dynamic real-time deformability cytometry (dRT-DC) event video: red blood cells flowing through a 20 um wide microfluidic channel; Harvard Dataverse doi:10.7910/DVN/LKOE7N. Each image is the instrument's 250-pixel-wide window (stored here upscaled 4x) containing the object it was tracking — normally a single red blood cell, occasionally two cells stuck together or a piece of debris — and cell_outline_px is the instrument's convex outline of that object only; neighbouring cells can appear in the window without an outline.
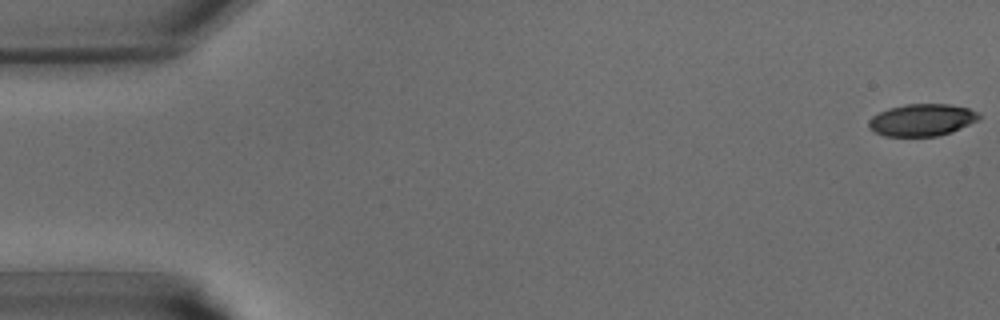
{"species": "common noctule bat (a hibernating species)", "species_latin": "Nyctalus noctula", "temperature_condition": "warm", "stored_images_in_passage": 41, "camera_frame_rate_fps": 3000, "um_per_image_px": 0.085, "animal": {"sex": "male", "body_mass_g": 15.6}, "frame": {"image": 1, "passage_image": 1, "time_ms": 0.0, "image_size_px": [1000, 320], "cell_outline_px": [[980, 120], [952, 132], [936, 136], [884, 136], [868, 128], [868, 120], [872, 116], [888, 108], [904, 104], [948, 104], [968, 108], [980, 112]], "centroid_in_image_um": [78.38, 10.19], "position_along_channel_um": 6.6, "area_um2": 20.81}}
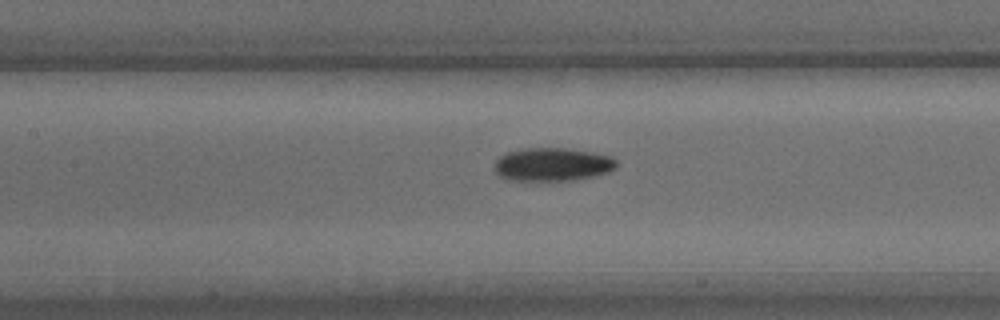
{"frame": {"image": 2, "passage_image": 19, "time_ms": 6.0, "image_size_px": [1000, 320], "cell_outline_px": [[616, 168], [608, 172], [596, 176], [572, 180], [508, 180], [500, 176], [496, 172], [496, 160], [504, 152], [520, 148], [568, 148], [592, 152], [612, 156], [616, 160]], "centroid_in_image_um": [46.97, 13.96], "position_along_channel_um": 160.4, "area_um2": 23.81}}
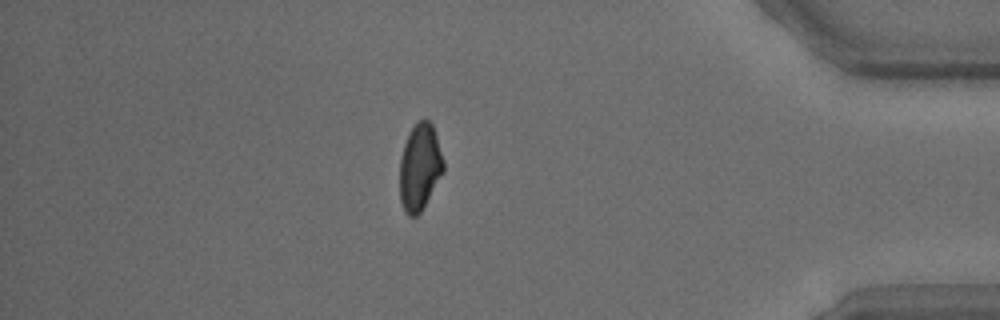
{"frame": {"image": 3, "passage_image": 36, "time_ms": 11.667, "image_size_px": [1000, 320], "cell_outline_px": [[444, 172], [420, 212], [416, 216], [408, 216], [404, 212], [400, 200], [400, 160], [404, 144], [408, 132], [420, 120], [428, 120], [432, 124], [444, 160]], "centroid_in_image_um": [35.68, 14.22], "position_along_channel_um": 399.5, "area_um2": 22.02}}